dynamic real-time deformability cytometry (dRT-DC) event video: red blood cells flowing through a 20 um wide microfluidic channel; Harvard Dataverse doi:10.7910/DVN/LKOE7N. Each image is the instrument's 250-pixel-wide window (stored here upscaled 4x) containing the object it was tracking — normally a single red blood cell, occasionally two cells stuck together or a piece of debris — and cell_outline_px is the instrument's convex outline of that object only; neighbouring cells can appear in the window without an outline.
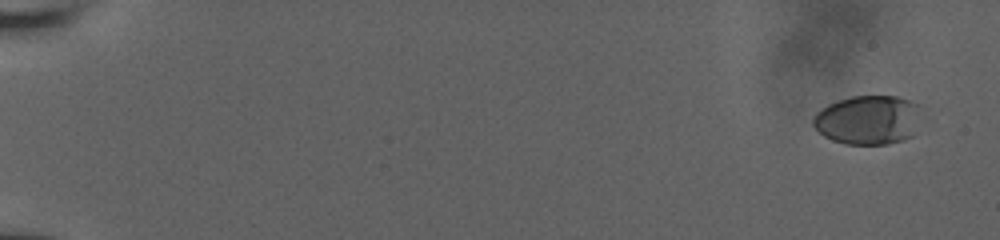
{"species": "human", "species_latin": "Homo sapiens", "temperature_condition": "room temperature", "stored_images_in_passage": 11, "camera_frame_rate_fps": 3000, "um_per_image_px": 0.085, "donor": {"sex": "male"}, "frame": {"image": 1, "passage_image": 1, "time_ms": 0.0, "image_size_px": [1000, 240], "cell_outline_px": [[920, 104], [912, 136], [904, 140], [888, 144], [844, 144], [832, 140], [824, 136], [812, 124], [812, 120], [816, 112], [828, 104], [852, 96], [896, 96], [912, 100]], "centroid_in_image_um": [73.76, 10.19], "position_along_channel_um": 11.2, "area_um2": 30.87}}